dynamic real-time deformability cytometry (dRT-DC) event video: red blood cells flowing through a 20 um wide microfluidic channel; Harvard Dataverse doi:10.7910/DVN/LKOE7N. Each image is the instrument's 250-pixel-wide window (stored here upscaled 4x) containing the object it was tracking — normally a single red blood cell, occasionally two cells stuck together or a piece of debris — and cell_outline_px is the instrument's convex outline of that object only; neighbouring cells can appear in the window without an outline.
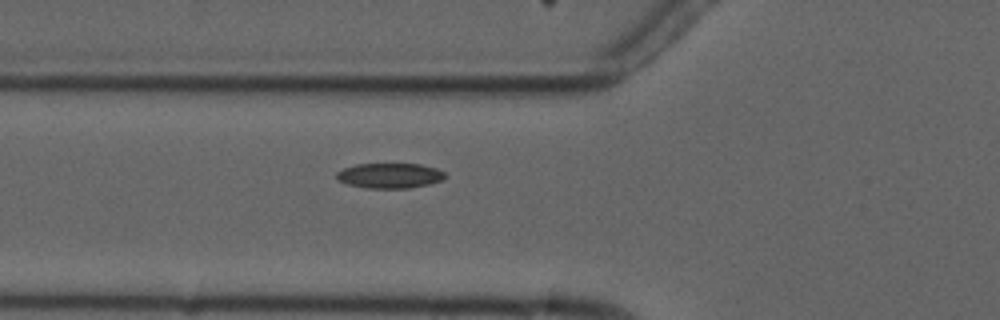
{"species": "common noctule bat (a hibernating species)", "species_latin": "Nyctalus noctula", "temperature_condition": "cold", "stored_images_in_passage": 6, "camera_frame_rate_fps": 3000, "um_per_image_px": 0.085, "animal": {"sex": "male", "forearm_length_mm": 52.5}, "frame": {"image": 1, "passage_image": 6, "time_ms": 6.667, "image_size_px": [1000, 320], "cell_outline_px": [[448, 176], [444, 180], [428, 184], [408, 188], [364, 188], [348, 184], [336, 180], [336, 172], [344, 168], [356, 164], [420, 164], [436, 168], [444, 172]], "centroid_in_image_um": [33.13, 14.93], "position_along_channel_um": 92.7, "area_um2": 16.01}}